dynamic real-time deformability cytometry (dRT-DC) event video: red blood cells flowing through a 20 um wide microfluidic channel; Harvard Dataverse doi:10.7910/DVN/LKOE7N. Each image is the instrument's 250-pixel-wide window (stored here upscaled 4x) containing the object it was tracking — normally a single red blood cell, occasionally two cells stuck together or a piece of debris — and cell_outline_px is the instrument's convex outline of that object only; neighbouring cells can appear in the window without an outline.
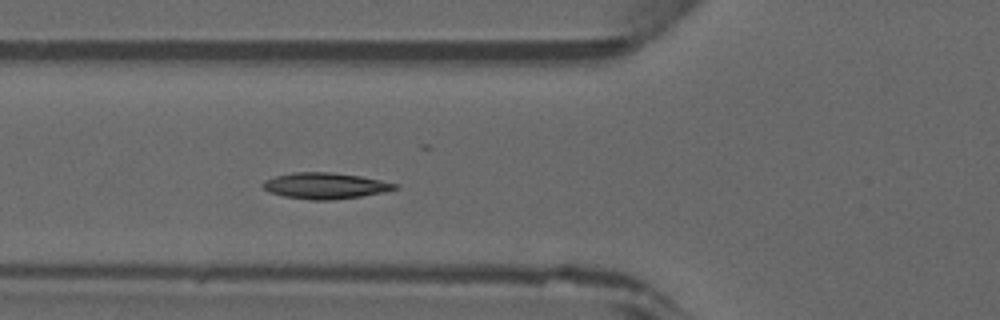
{"species": "common noctule bat (a hibernating species)", "species_latin": "Nyctalus noctula", "temperature_condition": "warm", "stored_images_in_passage": 43, "camera_frame_rate_fps": 3000, "um_per_image_px": 0.085, "animal": {"sex": "male", "forearm_length_mm": 52.5}, "frame": {"image": 1, "passage_image": 13, "time_ms": 4.0, "image_size_px": [1000, 320], "cell_outline_px": [[400, 188], [360, 196], [332, 200], [312, 200], [284, 196], [268, 192], [260, 184], [264, 180], [276, 176], [292, 172], [332, 172], [360, 176], [400, 184]], "centroid_in_image_um": [27.62, 15.78], "position_along_channel_um": 98.2, "area_um2": 20.06}}